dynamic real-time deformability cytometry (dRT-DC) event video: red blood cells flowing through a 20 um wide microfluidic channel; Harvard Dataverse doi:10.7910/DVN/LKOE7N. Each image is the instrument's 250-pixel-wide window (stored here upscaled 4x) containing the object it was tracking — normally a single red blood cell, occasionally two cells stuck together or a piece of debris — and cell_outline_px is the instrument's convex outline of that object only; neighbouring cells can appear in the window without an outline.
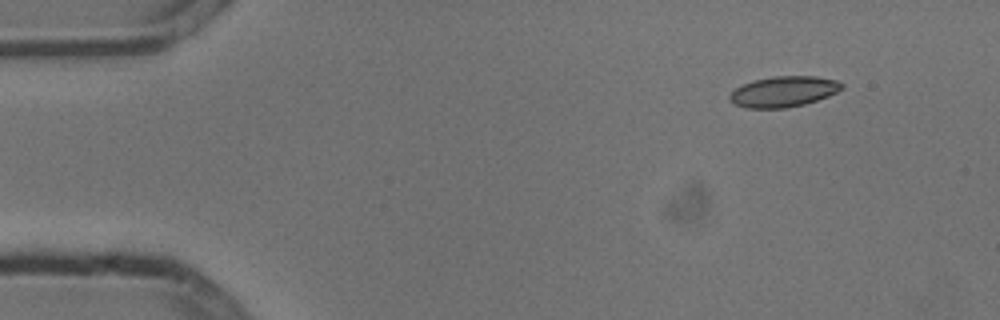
{"species": "common noctule bat (a hibernating species)", "species_latin": "Nyctalus noctula", "temperature_condition": "cold", "stored_images_in_passage": 5, "camera_frame_rate_fps": 3000, "um_per_image_px": 0.085, "animal": {"sex": "male", "body_mass_g": 13.3}, "frame": {"image": 1, "passage_image": 2, "time_ms": 0.333, "image_size_px": [1000, 320], "cell_outline_px": [[844, 88], [828, 96], [804, 104], [784, 108], [748, 108], [736, 104], [728, 100], [728, 96], [736, 88], [744, 84], [756, 80], [772, 76], [816, 76], [836, 80], [844, 84]], "centroid_in_image_um": [66.62, 7.78], "position_along_channel_um": 18.4, "area_um2": 19.88}}
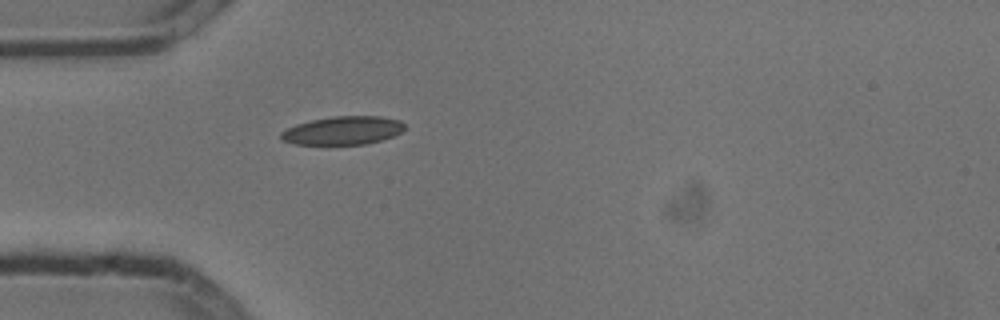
{"frame": {"image": 2, "passage_image": 5, "time_ms": 1.333, "image_size_px": [1000, 320], "cell_outline_px": [[404, 128], [400, 132], [392, 136], [368, 144], [296, 144], [280, 140], [280, 132], [296, 124], [312, 120], [332, 116], [380, 116], [400, 120], [404, 124]], "centroid_in_image_um": [29.12, 11.09], "position_along_channel_um": 55.9, "area_um2": 20.35}}